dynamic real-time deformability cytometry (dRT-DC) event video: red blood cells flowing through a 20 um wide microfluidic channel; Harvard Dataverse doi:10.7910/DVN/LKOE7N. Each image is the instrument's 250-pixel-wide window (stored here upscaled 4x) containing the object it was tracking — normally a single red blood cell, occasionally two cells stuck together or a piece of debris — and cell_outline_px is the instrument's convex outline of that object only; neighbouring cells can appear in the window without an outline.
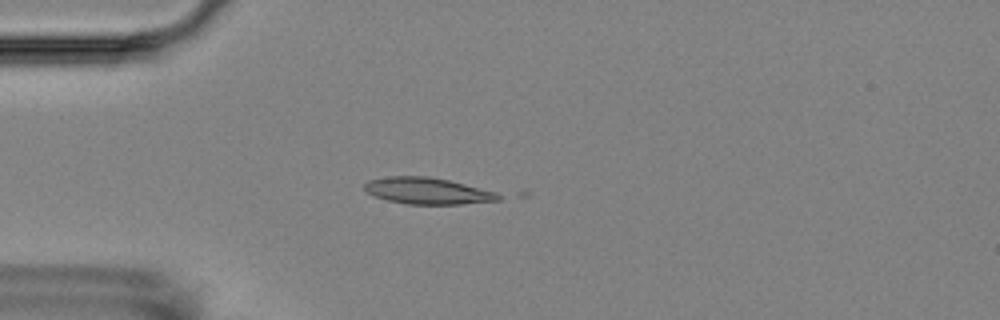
{"species": "Egyptian fruit bat (a non-hibernating species)", "species_latin": "Rousettus aegyptiacus", "temperature_condition": "room temperature", "stored_images_in_passage": 5, "camera_frame_rate_fps": 3000, "um_per_image_px": 0.085, "animal": {"sex": "female"}, "frame": {"image": 1, "passage_image": 5, "time_ms": 4.667, "image_size_px": [1000, 320], "cell_outline_px": [[504, 196], [500, 200], [460, 204], [408, 204], [388, 200], [376, 196], [368, 192], [364, 188], [364, 184], [368, 180], [388, 176], [428, 176], [448, 180], [496, 192]], "centroid_in_image_um": [36.35, 16.22], "position_along_channel_um": 48.7, "area_um2": 20.52}}